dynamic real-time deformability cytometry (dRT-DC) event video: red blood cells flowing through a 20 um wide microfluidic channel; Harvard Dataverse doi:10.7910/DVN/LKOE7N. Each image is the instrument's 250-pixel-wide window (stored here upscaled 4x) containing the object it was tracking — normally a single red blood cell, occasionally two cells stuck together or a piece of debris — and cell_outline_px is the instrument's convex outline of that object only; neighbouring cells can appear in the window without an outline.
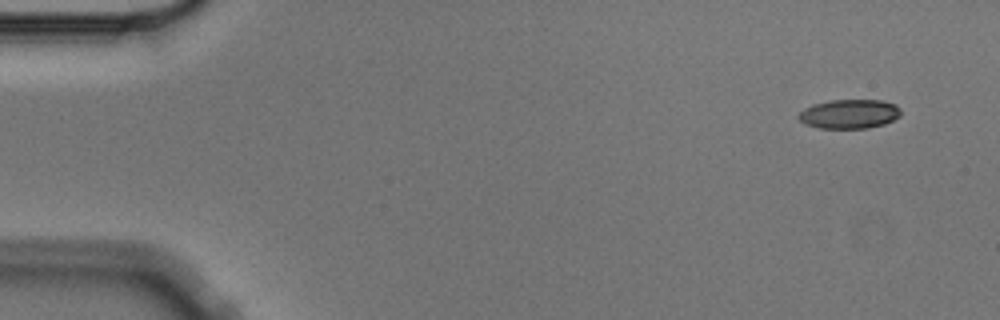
{"species": "Egyptian fruit bat (a non-hibernating species)", "species_latin": "Rousettus aegyptiacus", "temperature_condition": "cold", "stored_images_in_passage": 5, "camera_frame_rate_fps": 3000, "um_per_image_px": 0.085, "animal": {"sex": "male"}, "frame": {"image": 1, "passage_image": 1, "time_ms": 0.0, "image_size_px": [1000, 320], "cell_outline_px": [[900, 116], [884, 124], [868, 128], [820, 128], [804, 124], [796, 116], [804, 108], [812, 104], [832, 100], [884, 100], [896, 104], [900, 108]], "centroid_in_image_um": [72.19, 9.68], "position_along_channel_um": 12.8, "area_um2": 17.51}}
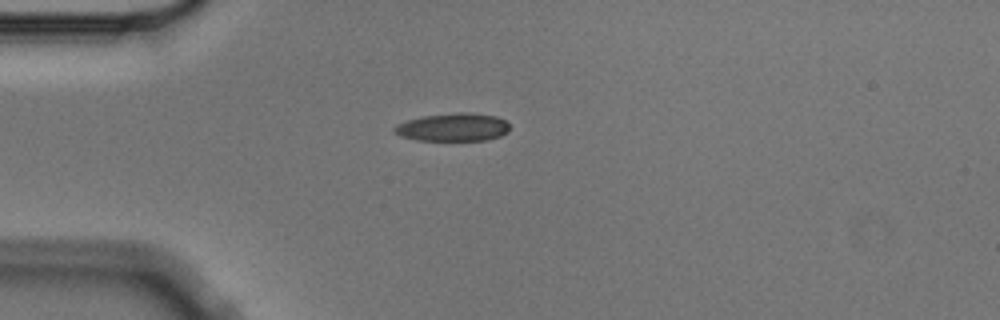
{"frame": {"image": 2, "passage_image": 4, "time_ms": 1.0, "image_size_px": [1000, 320], "cell_outline_px": [[508, 132], [500, 136], [484, 140], [416, 140], [400, 136], [392, 132], [392, 128], [396, 124], [408, 120], [424, 116], [460, 112], [464, 112], [496, 116], [504, 120], [508, 124]], "centroid_in_image_um": [38.46, 10.82], "position_along_channel_um": 46.5, "area_um2": 18.73}}
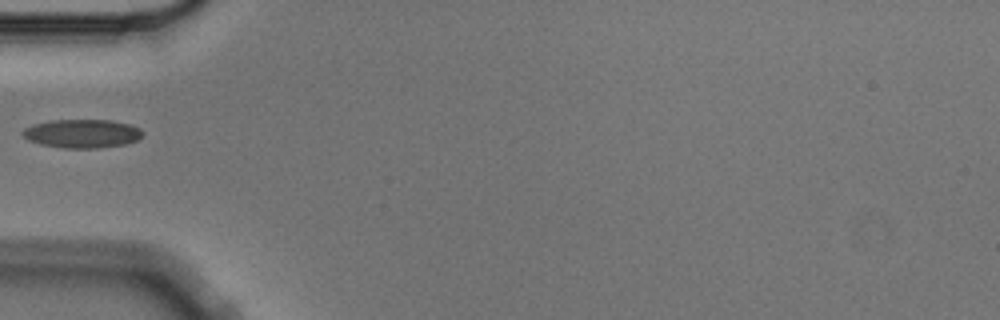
{"frame": {"image": 3, "passage_image": 5, "time_ms": 1.333, "image_size_px": [1000, 320], "cell_outline_px": [[144, 132], [136, 140], [128, 144], [100, 148], [64, 148], [40, 144], [28, 140], [20, 132], [24, 128], [32, 124], [52, 120], [112, 120], [132, 124], [140, 128]], "centroid_in_image_um": [6.99, 11.35], "position_along_channel_um": 78.0, "area_um2": 20.23}}